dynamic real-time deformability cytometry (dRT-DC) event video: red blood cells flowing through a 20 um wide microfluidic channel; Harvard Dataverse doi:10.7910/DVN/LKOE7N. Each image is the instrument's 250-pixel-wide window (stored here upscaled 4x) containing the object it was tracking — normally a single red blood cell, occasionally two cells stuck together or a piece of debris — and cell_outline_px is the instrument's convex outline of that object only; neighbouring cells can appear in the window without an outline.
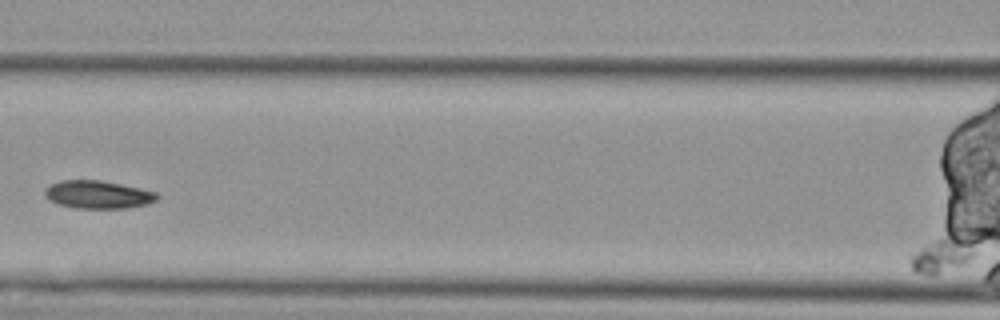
{"species": "Egyptian fruit bat (a non-hibernating species)", "species_latin": "Rousettus aegyptiacus", "temperature_condition": "cold", "stored_images_in_passage": 6, "segment_of_instrument_passage": [2, 2], "camera_frame_rate_fps": 3000, "um_per_image_px": 0.085, "animal": {"sex": "female"}, "frame": {"image": 1, "passage_image": 6, "time_ms": 1.667, "image_size_px": [1000, 320], "cell_outline_px": [[976, 256], [972, 260], [964, 264], [932, 276], [928, 276], [916, 272], [912, 268], [908, 256], [936, 240], [948, 240], [972, 248], [976, 252]], "centroid_in_image_um": [79.95, 21.87], "position_along_channel_um": 86.7, "area_um2": 11.62}}